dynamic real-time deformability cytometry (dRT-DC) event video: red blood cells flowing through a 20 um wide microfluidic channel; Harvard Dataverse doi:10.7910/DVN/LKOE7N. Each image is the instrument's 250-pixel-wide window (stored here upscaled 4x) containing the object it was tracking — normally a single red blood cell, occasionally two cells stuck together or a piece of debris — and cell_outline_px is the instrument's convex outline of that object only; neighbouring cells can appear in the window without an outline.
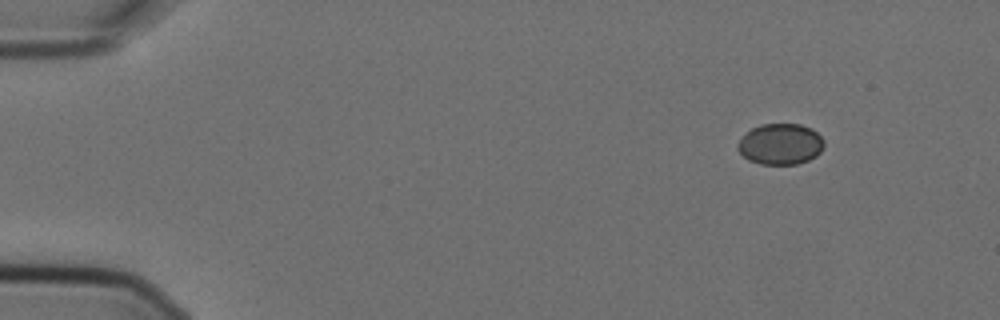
{"species": "Egyptian fruit bat (a non-hibernating species)", "species_latin": "Rousettus aegyptiacus", "temperature_condition": "cold", "stored_images_in_passage": 4, "camera_frame_rate_fps": 3000, "um_per_image_px": 0.085, "animal": {"sex": "female"}, "frame": {"image": 1, "passage_image": 1, "time_ms": 0.0, "image_size_px": [1000, 320], "cell_outline_px": [[824, 148], [816, 156], [808, 160], [796, 164], [760, 164], [748, 160], [736, 148], [736, 144], [752, 128], [760, 124], [800, 124], [812, 128], [824, 140]], "centroid_in_image_um": [66.35, 12.25], "position_along_channel_um": 18.7, "area_um2": 20.63}}
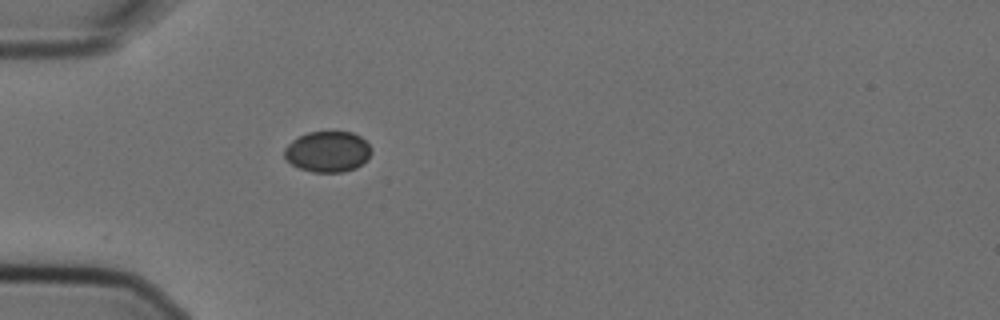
{"frame": {"image": 2, "passage_image": 4, "time_ms": 1.0, "image_size_px": [1000, 320], "cell_outline_px": [[372, 152], [368, 160], [356, 168], [344, 172], [312, 172], [300, 168], [292, 164], [284, 156], [284, 148], [292, 140], [308, 132], [352, 132], [360, 136], [372, 148]], "centroid_in_image_um": [27.88, 12.9], "position_along_channel_um": 57.1, "area_um2": 20.75}}